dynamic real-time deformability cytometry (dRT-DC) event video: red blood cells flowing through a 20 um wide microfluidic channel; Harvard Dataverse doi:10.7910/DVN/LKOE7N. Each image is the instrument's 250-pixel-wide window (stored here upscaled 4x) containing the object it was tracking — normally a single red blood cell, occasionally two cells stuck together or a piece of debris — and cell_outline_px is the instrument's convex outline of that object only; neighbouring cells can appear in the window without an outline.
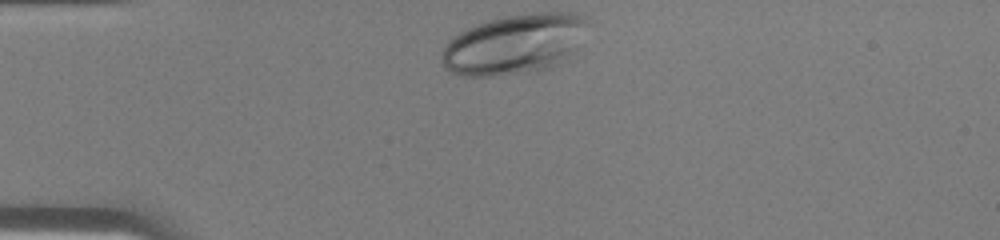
{"species": "human", "species_latin": "Homo sapiens", "temperature_condition": "warm", "stored_images_in_passage": 26, "camera_frame_rate_fps": 3000, "um_per_image_px": 0.085, "donor": {"sex": "male"}, "frame": {"image": 1, "passage_image": 1, "time_ms": 0.0, "image_size_px": [1000, 240], "cell_outline_px": [[588, 24], [576, 48], [552, 68], [528, 72], [496, 76], [464, 76], [448, 72], [444, 68], [440, 56], [448, 40], [452, 36], [468, 28], [504, 16], [536, 12], [568, 12], [584, 16], [588, 20]], "centroid_in_image_um": [43.69, 3.76], "position_along_channel_um": 41.3, "area_um2": 50.92}}
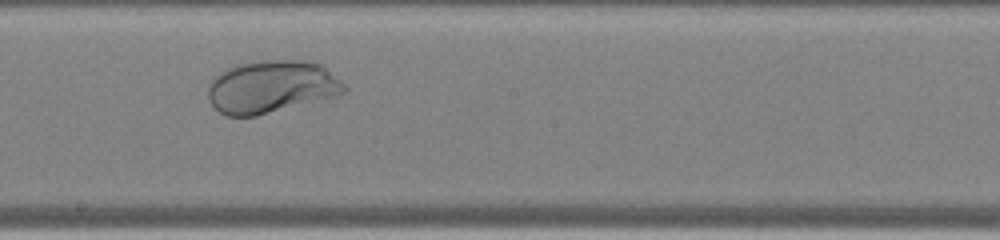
{"frame": {"image": 2, "passage_image": 15, "time_ms": 4.667, "image_size_px": [1000, 240], "cell_outline_px": [[348, 88], [344, 92], [332, 96], [256, 116], [224, 116], [208, 100], [208, 88], [212, 80], [216, 76], [228, 68], [236, 64], [264, 60], [304, 60], [324, 64]], "centroid_in_image_um": [23.07, 7.36], "position_along_channel_um": 225.1, "area_um2": 41.5}}
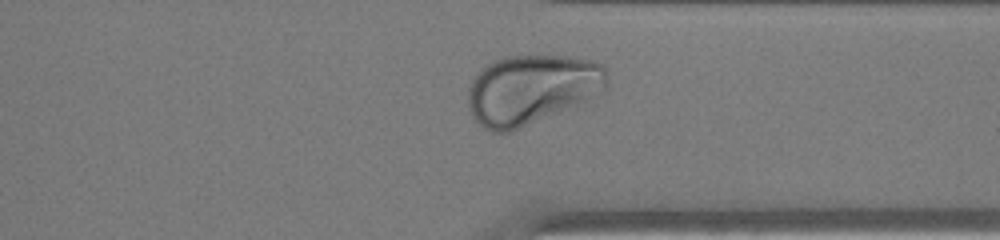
{"frame": {"image": 3, "passage_image": 24, "time_ms": 7.667, "image_size_px": [1000, 240], "cell_outline_px": [[608, 80], [600, 96], [512, 132], [492, 132], [484, 128], [472, 116], [468, 108], [468, 88], [472, 80], [484, 64], [492, 60], [504, 56], [564, 56], [596, 60], [608, 72]], "centroid_in_image_um": [45.2, 7.6], "position_along_channel_um": 366.2, "area_um2": 57.28}}